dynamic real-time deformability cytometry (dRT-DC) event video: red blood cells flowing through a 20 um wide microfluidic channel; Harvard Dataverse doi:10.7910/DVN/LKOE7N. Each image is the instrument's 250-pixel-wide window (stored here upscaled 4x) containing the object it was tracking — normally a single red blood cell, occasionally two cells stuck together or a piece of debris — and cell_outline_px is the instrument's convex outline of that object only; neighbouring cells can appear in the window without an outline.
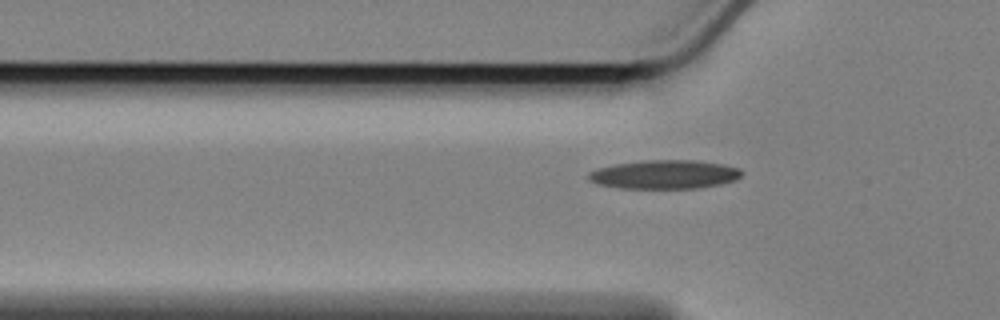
{"species": "Egyptian fruit bat (a non-hibernating species)", "species_latin": "Rousettus aegyptiacus", "temperature_condition": "cold", "stored_images_in_passage": 43, "camera_frame_rate_fps": 3000, "um_per_image_px": 0.085, "animal": {"sex": "female"}, "frame": {"image": 1, "passage_image": 10, "time_ms": 3.0, "image_size_px": [1000, 320], "cell_outline_px": [[744, 172], [736, 180], [720, 184], [700, 188], [620, 188], [596, 184], [588, 180], [588, 172], [596, 168], [616, 164], [644, 160], [696, 160], [724, 164], [740, 168]], "centroid_in_image_um": [56.49, 14.82], "position_along_channel_um": 69.3, "area_um2": 25.95}}
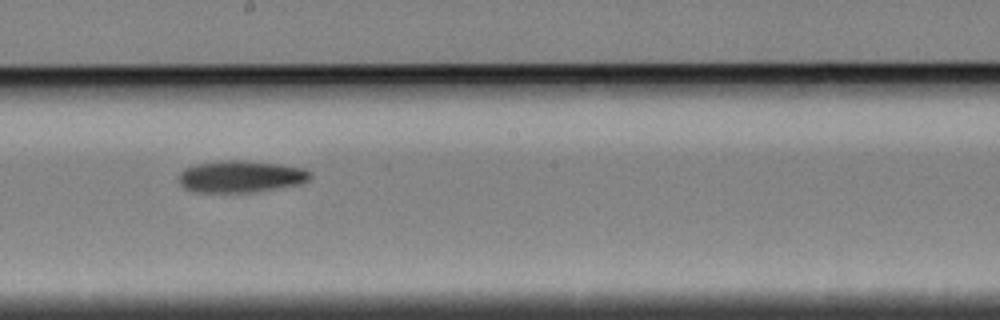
{"frame": {"image": 2, "passage_image": 24, "time_ms": 7.667, "image_size_px": [1000, 320], "cell_outline_px": [[312, 176], [308, 180], [300, 184], [256, 192], [192, 192], [184, 188], [180, 184], [176, 176], [184, 168], [192, 164], [220, 160], [244, 160], [280, 164], [304, 168], [312, 172]], "centroid_in_image_um": [20.42, 15.0], "position_along_channel_um": 227.8, "area_um2": 24.97}}
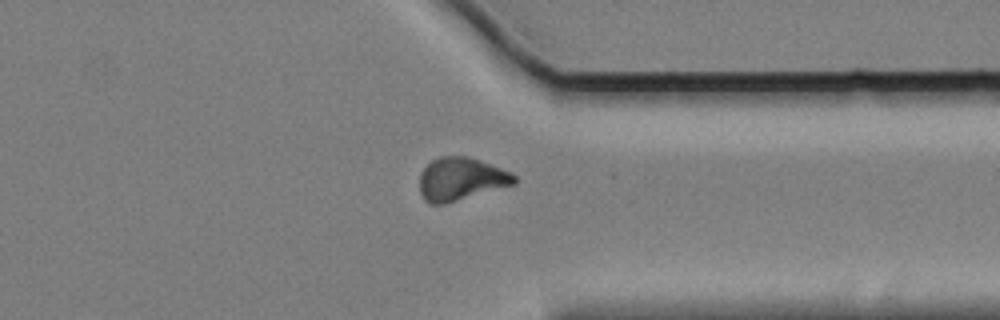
{"frame": {"image": 3, "passage_image": 37, "time_ms": 12.0, "image_size_px": [1000, 320], "cell_outline_px": [[516, 184], [444, 204], [428, 204], [424, 200], [420, 192], [420, 172], [432, 160], [440, 156], [468, 156], [480, 160], [512, 172], [516, 176]], "centroid_in_image_um": [39.18, 15.22], "position_along_channel_um": 372.2, "area_um2": 23.81}}